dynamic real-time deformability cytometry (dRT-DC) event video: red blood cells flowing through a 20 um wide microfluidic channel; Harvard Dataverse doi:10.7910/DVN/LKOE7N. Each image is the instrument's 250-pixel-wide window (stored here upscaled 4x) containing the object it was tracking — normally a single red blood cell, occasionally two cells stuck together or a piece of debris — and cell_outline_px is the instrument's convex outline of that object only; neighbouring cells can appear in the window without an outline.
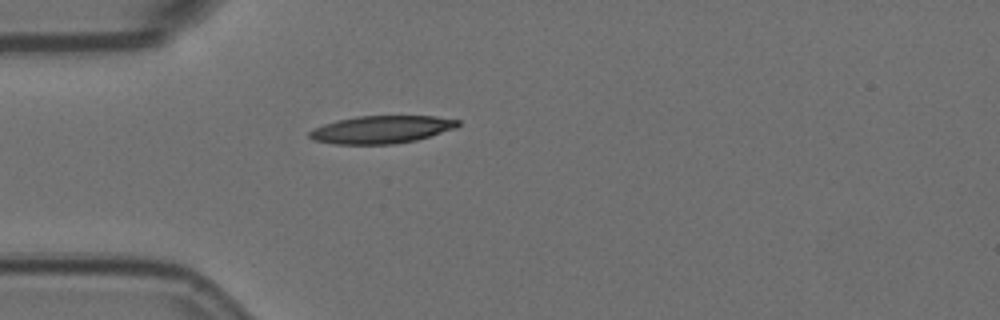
{"species": "Egyptian fruit bat (a non-hibernating species)", "species_latin": "Rousettus aegyptiacus", "temperature_condition": "room temperature", "stored_images_in_passage": 1, "camera_frame_rate_fps": 3000, "um_per_image_px": 0.085, "animal": {"sex": "female"}, "frame": {"image": 1, "passage_image": 1, "time_ms": 0.0, "image_size_px": [1000, 320], "cell_outline_px": [[460, 124], [456, 128], [416, 140], [392, 144], [332, 144], [312, 140], [308, 136], [308, 132], [324, 124], [336, 120], [356, 116], [436, 116], [460, 120]], "centroid_in_image_um": [32.41, 11.01], "position_along_channel_um": 52.6, "area_um2": 23.99}}